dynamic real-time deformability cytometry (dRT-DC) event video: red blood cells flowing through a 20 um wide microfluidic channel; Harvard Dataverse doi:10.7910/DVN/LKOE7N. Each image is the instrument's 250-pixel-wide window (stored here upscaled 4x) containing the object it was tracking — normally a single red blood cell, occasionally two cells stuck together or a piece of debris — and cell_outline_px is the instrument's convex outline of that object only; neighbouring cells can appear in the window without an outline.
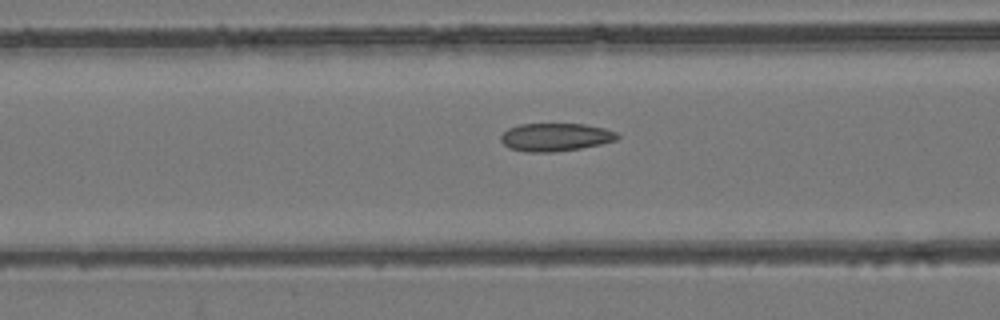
{"species": "common noctule bat (a hibernating species)", "species_latin": "Nyctalus noctula", "temperature_condition": "room temperature", "stored_images_in_passage": 52, "camera_frame_rate_fps": 3000, "um_per_image_px": 0.085, "animal": {"sex": "female", "body_mass_g": 24.6, "forearm_length_mm": 56.2}, "frame": {"image": 1, "passage_image": 19, "time_ms": 6.0, "image_size_px": [1000, 320], "cell_outline_px": [[620, 136], [616, 140], [600, 144], [580, 148], [556, 152], [528, 152], [508, 148], [500, 140], [500, 136], [508, 128], [520, 124], [584, 124], [604, 128], [616, 132]], "centroid_in_image_um": [47.19, 11.66], "position_along_channel_um": 119.4, "area_um2": 19.02}}
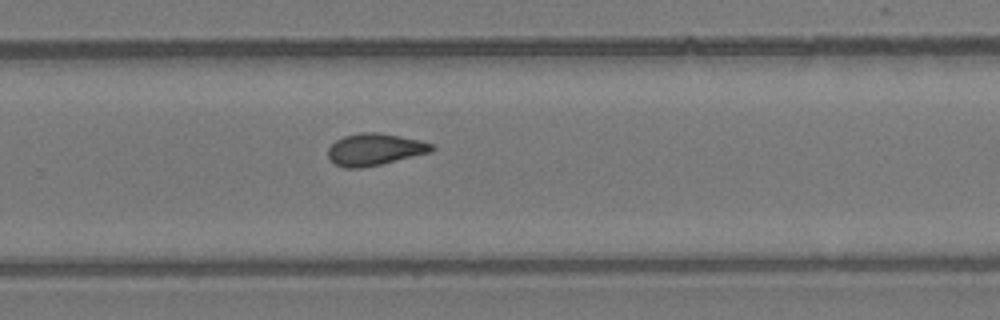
{"frame": {"image": 2, "passage_image": 33, "time_ms": 10.667, "image_size_px": [1000, 320], "cell_outline_px": [[436, 148], [432, 152], [380, 164], [360, 168], [344, 168], [336, 164], [328, 156], [328, 148], [336, 140], [344, 136], [360, 132], [380, 132], [420, 140], [432, 144]], "centroid_in_image_um": [31.87, 12.69], "position_along_channel_um": 297.9, "area_um2": 19.25}}
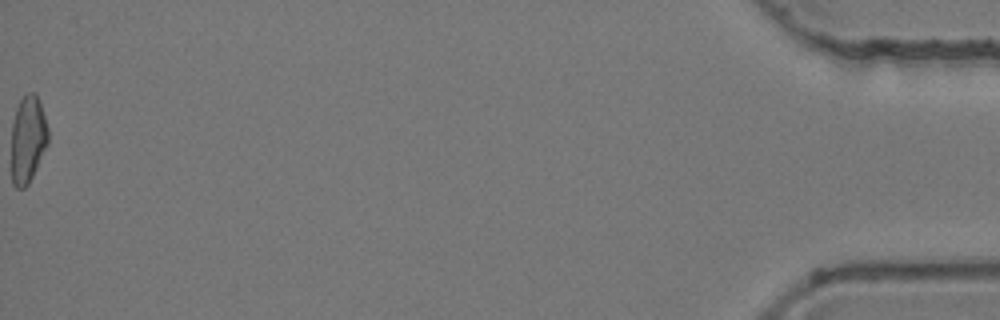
{"frame": {"image": 3, "passage_image": 52, "time_ms": 17.0, "image_size_px": [1000, 320], "cell_outline_px": [[48, 144], [28, 184], [24, 188], [16, 188], [12, 184], [12, 124], [16, 108], [20, 100], [28, 92], [32, 92], [36, 96], [40, 104], [48, 128]], "centroid_in_image_um": [2.36, 11.86], "position_along_channel_um": 432.8, "area_um2": 18.44}, "authors_computed_cell_mechanics": {"area_um2": 19.1607, "velocity_mm_per_s": 3.8432, "shape_relaxation_time_tau1_ms": null, "shape_relaxation_time_tau2_ms": 2.9442, "deformation_change_tau1": null, "deformation_change_tau2": 0.0648}}